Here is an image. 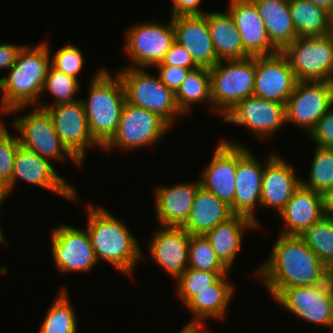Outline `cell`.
Wrapping results in <instances>:
<instances>
[{"label":"cell","mask_w":333,"mask_h":333,"mask_svg":"<svg viewBox=\"0 0 333 333\" xmlns=\"http://www.w3.org/2000/svg\"><path fill=\"white\" fill-rule=\"evenodd\" d=\"M274 301L303 321L333 329V295L329 279L320 285L285 288Z\"/></svg>","instance_id":"8fae6325"},{"label":"cell","mask_w":333,"mask_h":333,"mask_svg":"<svg viewBox=\"0 0 333 333\" xmlns=\"http://www.w3.org/2000/svg\"><path fill=\"white\" fill-rule=\"evenodd\" d=\"M155 66H179L189 68L190 70L199 67L194 62L190 53L177 42L172 44L161 63H158Z\"/></svg>","instance_id":"b9f144b4"},{"label":"cell","mask_w":333,"mask_h":333,"mask_svg":"<svg viewBox=\"0 0 333 333\" xmlns=\"http://www.w3.org/2000/svg\"><path fill=\"white\" fill-rule=\"evenodd\" d=\"M89 95L82 99L89 131L101 148L112 138L119 125L126 95L118 74L112 77L102 68L91 79Z\"/></svg>","instance_id":"277c9868"},{"label":"cell","mask_w":333,"mask_h":333,"mask_svg":"<svg viewBox=\"0 0 333 333\" xmlns=\"http://www.w3.org/2000/svg\"><path fill=\"white\" fill-rule=\"evenodd\" d=\"M227 276L228 274L222 276L215 284L200 291L184 305L194 316L186 324L187 327H205L204 321L207 318L221 320L225 318L228 304L235 293L234 284L232 285L231 281L229 283Z\"/></svg>","instance_id":"484cf974"},{"label":"cell","mask_w":333,"mask_h":333,"mask_svg":"<svg viewBox=\"0 0 333 333\" xmlns=\"http://www.w3.org/2000/svg\"><path fill=\"white\" fill-rule=\"evenodd\" d=\"M171 128L158 114L125 102L117 130L102 148L109 152L114 147H121L126 151L150 147L161 140Z\"/></svg>","instance_id":"ba28073f"},{"label":"cell","mask_w":333,"mask_h":333,"mask_svg":"<svg viewBox=\"0 0 333 333\" xmlns=\"http://www.w3.org/2000/svg\"><path fill=\"white\" fill-rule=\"evenodd\" d=\"M202 0H172L171 17L181 15H204L207 11L201 10Z\"/></svg>","instance_id":"ee69618b"},{"label":"cell","mask_w":333,"mask_h":333,"mask_svg":"<svg viewBox=\"0 0 333 333\" xmlns=\"http://www.w3.org/2000/svg\"><path fill=\"white\" fill-rule=\"evenodd\" d=\"M317 6H321L333 14V0H310Z\"/></svg>","instance_id":"7dc6e473"},{"label":"cell","mask_w":333,"mask_h":333,"mask_svg":"<svg viewBox=\"0 0 333 333\" xmlns=\"http://www.w3.org/2000/svg\"><path fill=\"white\" fill-rule=\"evenodd\" d=\"M8 198V195L3 191V190H0V209H1V205H2V202ZM7 244V241H6V236H4L2 230H1V225H0V244Z\"/></svg>","instance_id":"681fc988"},{"label":"cell","mask_w":333,"mask_h":333,"mask_svg":"<svg viewBox=\"0 0 333 333\" xmlns=\"http://www.w3.org/2000/svg\"><path fill=\"white\" fill-rule=\"evenodd\" d=\"M150 239V255L170 276L177 279L188 268L191 234L183 227L159 226Z\"/></svg>","instance_id":"44dd1931"},{"label":"cell","mask_w":333,"mask_h":333,"mask_svg":"<svg viewBox=\"0 0 333 333\" xmlns=\"http://www.w3.org/2000/svg\"><path fill=\"white\" fill-rule=\"evenodd\" d=\"M264 22L271 42L281 51L298 35L292 22L288 0H252Z\"/></svg>","instance_id":"f546056e"},{"label":"cell","mask_w":333,"mask_h":333,"mask_svg":"<svg viewBox=\"0 0 333 333\" xmlns=\"http://www.w3.org/2000/svg\"><path fill=\"white\" fill-rule=\"evenodd\" d=\"M329 280H330L332 295H333V277H330Z\"/></svg>","instance_id":"816d5d0a"},{"label":"cell","mask_w":333,"mask_h":333,"mask_svg":"<svg viewBox=\"0 0 333 333\" xmlns=\"http://www.w3.org/2000/svg\"><path fill=\"white\" fill-rule=\"evenodd\" d=\"M159 77L169 89L176 92L189 73V68L179 66H156Z\"/></svg>","instance_id":"7bdbcfd3"},{"label":"cell","mask_w":333,"mask_h":333,"mask_svg":"<svg viewBox=\"0 0 333 333\" xmlns=\"http://www.w3.org/2000/svg\"><path fill=\"white\" fill-rule=\"evenodd\" d=\"M330 82H331V88H332V105H333V79Z\"/></svg>","instance_id":"f5cc1de1"},{"label":"cell","mask_w":333,"mask_h":333,"mask_svg":"<svg viewBox=\"0 0 333 333\" xmlns=\"http://www.w3.org/2000/svg\"><path fill=\"white\" fill-rule=\"evenodd\" d=\"M237 145L220 140L211 161L203 169L201 186L226 202L234 213L236 191Z\"/></svg>","instance_id":"d6986e66"},{"label":"cell","mask_w":333,"mask_h":333,"mask_svg":"<svg viewBox=\"0 0 333 333\" xmlns=\"http://www.w3.org/2000/svg\"><path fill=\"white\" fill-rule=\"evenodd\" d=\"M223 119L245 126L257 138L267 141L286 123V105L251 95L238 102Z\"/></svg>","instance_id":"9a60e30c"},{"label":"cell","mask_w":333,"mask_h":333,"mask_svg":"<svg viewBox=\"0 0 333 333\" xmlns=\"http://www.w3.org/2000/svg\"><path fill=\"white\" fill-rule=\"evenodd\" d=\"M298 36H321L333 32V14L310 0H288Z\"/></svg>","instance_id":"4dcf8cb0"},{"label":"cell","mask_w":333,"mask_h":333,"mask_svg":"<svg viewBox=\"0 0 333 333\" xmlns=\"http://www.w3.org/2000/svg\"><path fill=\"white\" fill-rule=\"evenodd\" d=\"M233 215L226 202L201 186L196 193L189 217L182 227L191 235H205Z\"/></svg>","instance_id":"4316f807"},{"label":"cell","mask_w":333,"mask_h":333,"mask_svg":"<svg viewBox=\"0 0 333 333\" xmlns=\"http://www.w3.org/2000/svg\"><path fill=\"white\" fill-rule=\"evenodd\" d=\"M201 182L179 183L155 189V214L160 226L182 227L187 221Z\"/></svg>","instance_id":"cb8c5ba5"},{"label":"cell","mask_w":333,"mask_h":333,"mask_svg":"<svg viewBox=\"0 0 333 333\" xmlns=\"http://www.w3.org/2000/svg\"><path fill=\"white\" fill-rule=\"evenodd\" d=\"M226 62L218 61L209 68L212 99L210 109L223 117L238 102L253 95L256 72L255 57Z\"/></svg>","instance_id":"5b68a950"},{"label":"cell","mask_w":333,"mask_h":333,"mask_svg":"<svg viewBox=\"0 0 333 333\" xmlns=\"http://www.w3.org/2000/svg\"><path fill=\"white\" fill-rule=\"evenodd\" d=\"M222 141L237 145V170H236V191L234 196V214L245 215L251 218L258 226L255 210L260 207L261 189L265 164L255 159V156L242 144L232 143L229 140ZM256 205V206H255Z\"/></svg>","instance_id":"e0dca14e"},{"label":"cell","mask_w":333,"mask_h":333,"mask_svg":"<svg viewBox=\"0 0 333 333\" xmlns=\"http://www.w3.org/2000/svg\"><path fill=\"white\" fill-rule=\"evenodd\" d=\"M50 57L47 42L21 48L10 72L0 78L1 112L13 114L28 106H37L51 65Z\"/></svg>","instance_id":"7a4b0ae2"},{"label":"cell","mask_w":333,"mask_h":333,"mask_svg":"<svg viewBox=\"0 0 333 333\" xmlns=\"http://www.w3.org/2000/svg\"><path fill=\"white\" fill-rule=\"evenodd\" d=\"M281 53L287 58L297 81L333 79V32L321 36H298Z\"/></svg>","instance_id":"52a82bcc"},{"label":"cell","mask_w":333,"mask_h":333,"mask_svg":"<svg viewBox=\"0 0 333 333\" xmlns=\"http://www.w3.org/2000/svg\"><path fill=\"white\" fill-rule=\"evenodd\" d=\"M256 227L259 226L251 218L234 214L228 220L208 231L205 236L210 241L218 259L229 270L241 249L244 230L257 229Z\"/></svg>","instance_id":"83f0119b"},{"label":"cell","mask_w":333,"mask_h":333,"mask_svg":"<svg viewBox=\"0 0 333 333\" xmlns=\"http://www.w3.org/2000/svg\"><path fill=\"white\" fill-rule=\"evenodd\" d=\"M0 121V190L9 195V182L11 180L14 157L18 146L19 138L9 134L5 124Z\"/></svg>","instance_id":"f35d334b"},{"label":"cell","mask_w":333,"mask_h":333,"mask_svg":"<svg viewBox=\"0 0 333 333\" xmlns=\"http://www.w3.org/2000/svg\"><path fill=\"white\" fill-rule=\"evenodd\" d=\"M310 167L308 180L301 184L315 192L323 193L333 186V148L316 146Z\"/></svg>","instance_id":"e575fe53"},{"label":"cell","mask_w":333,"mask_h":333,"mask_svg":"<svg viewBox=\"0 0 333 333\" xmlns=\"http://www.w3.org/2000/svg\"><path fill=\"white\" fill-rule=\"evenodd\" d=\"M52 230L51 253L58 271L90 272L98 262L87 230L66 224Z\"/></svg>","instance_id":"7c38bea8"},{"label":"cell","mask_w":333,"mask_h":333,"mask_svg":"<svg viewBox=\"0 0 333 333\" xmlns=\"http://www.w3.org/2000/svg\"><path fill=\"white\" fill-rule=\"evenodd\" d=\"M51 56V65L55 69L78 80V74L84 67V58L78 47L73 44L66 45Z\"/></svg>","instance_id":"ab89813d"},{"label":"cell","mask_w":333,"mask_h":333,"mask_svg":"<svg viewBox=\"0 0 333 333\" xmlns=\"http://www.w3.org/2000/svg\"><path fill=\"white\" fill-rule=\"evenodd\" d=\"M24 45L3 43L0 45V69H10L17 58L18 52Z\"/></svg>","instance_id":"f6af8a7d"},{"label":"cell","mask_w":333,"mask_h":333,"mask_svg":"<svg viewBox=\"0 0 333 333\" xmlns=\"http://www.w3.org/2000/svg\"><path fill=\"white\" fill-rule=\"evenodd\" d=\"M12 124L23 147L48 160L62 161L67 157L77 165H82L60 140L45 109L36 107L13 120Z\"/></svg>","instance_id":"9c48e42d"},{"label":"cell","mask_w":333,"mask_h":333,"mask_svg":"<svg viewBox=\"0 0 333 333\" xmlns=\"http://www.w3.org/2000/svg\"><path fill=\"white\" fill-rule=\"evenodd\" d=\"M278 214L285 223L281 234L300 236L324 216L322 195L301 184Z\"/></svg>","instance_id":"d4e9b609"},{"label":"cell","mask_w":333,"mask_h":333,"mask_svg":"<svg viewBox=\"0 0 333 333\" xmlns=\"http://www.w3.org/2000/svg\"><path fill=\"white\" fill-rule=\"evenodd\" d=\"M210 330H207L206 327H187L184 326L179 333H210Z\"/></svg>","instance_id":"c3c4849f"},{"label":"cell","mask_w":333,"mask_h":333,"mask_svg":"<svg viewBox=\"0 0 333 333\" xmlns=\"http://www.w3.org/2000/svg\"><path fill=\"white\" fill-rule=\"evenodd\" d=\"M79 81L50 65L47 76L45 78L42 93L48 90L53 95L54 100L51 105L40 102L37 104L39 108L47 109L49 106H54L61 103H72L77 101L74 96H77L80 90Z\"/></svg>","instance_id":"d590c367"},{"label":"cell","mask_w":333,"mask_h":333,"mask_svg":"<svg viewBox=\"0 0 333 333\" xmlns=\"http://www.w3.org/2000/svg\"><path fill=\"white\" fill-rule=\"evenodd\" d=\"M50 160L43 158L31 150L19 145L14 157L9 195L19 179L44 189L57 193L65 199L78 200L75 187L60 176Z\"/></svg>","instance_id":"5bb4252c"},{"label":"cell","mask_w":333,"mask_h":333,"mask_svg":"<svg viewBox=\"0 0 333 333\" xmlns=\"http://www.w3.org/2000/svg\"><path fill=\"white\" fill-rule=\"evenodd\" d=\"M329 277H333V262L328 266Z\"/></svg>","instance_id":"f907efd6"},{"label":"cell","mask_w":333,"mask_h":333,"mask_svg":"<svg viewBox=\"0 0 333 333\" xmlns=\"http://www.w3.org/2000/svg\"><path fill=\"white\" fill-rule=\"evenodd\" d=\"M211 39L218 60H239L250 57L244 50L239 30L229 12H206Z\"/></svg>","instance_id":"f1b7e54d"},{"label":"cell","mask_w":333,"mask_h":333,"mask_svg":"<svg viewBox=\"0 0 333 333\" xmlns=\"http://www.w3.org/2000/svg\"><path fill=\"white\" fill-rule=\"evenodd\" d=\"M316 146L333 148V105L318 120L314 129L309 133Z\"/></svg>","instance_id":"60d3db41"},{"label":"cell","mask_w":333,"mask_h":333,"mask_svg":"<svg viewBox=\"0 0 333 333\" xmlns=\"http://www.w3.org/2000/svg\"><path fill=\"white\" fill-rule=\"evenodd\" d=\"M229 272L199 271L193 268L187 270L177 278V290L179 299L186 304L193 296L200 291L208 289L215 284L222 276Z\"/></svg>","instance_id":"74e56055"},{"label":"cell","mask_w":333,"mask_h":333,"mask_svg":"<svg viewBox=\"0 0 333 333\" xmlns=\"http://www.w3.org/2000/svg\"><path fill=\"white\" fill-rule=\"evenodd\" d=\"M65 287L49 307L40 333H77V319Z\"/></svg>","instance_id":"d6a6232c"},{"label":"cell","mask_w":333,"mask_h":333,"mask_svg":"<svg viewBox=\"0 0 333 333\" xmlns=\"http://www.w3.org/2000/svg\"><path fill=\"white\" fill-rule=\"evenodd\" d=\"M300 237L328 267L333 262V218L323 216Z\"/></svg>","instance_id":"836d02e7"},{"label":"cell","mask_w":333,"mask_h":333,"mask_svg":"<svg viewBox=\"0 0 333 333\" xmlns=\"http://www.w3.org/2000/svg\"><path fill=\"white\" fill-rule=\"evenodd\" d=\"M331 106L330 81H297L286 103V123L306 129L309 135Z\"/></svg>","instance_id":"4fadbf2b"},{"label":"cell","mask_w":333,"mask_h":333,"mask_svg":"<svg viewBox=\"0 0 333 333\" xmlns=\"http://www.w3.org/2000/svg\"><path fill=\"white\" fill-rule=\"evenodd\" d=\"M228 12L239 30L245 52L250 57L273 55L280 50L271 42L264 22L252 0H229Z\"/></svg>","instance_id":"ffe728a7"},{"label":"cell","mask_w":333,"mask_h":333,"mask_svg":"<svg viewBox=\"0 0 333 333\" xmlns=\"http://www.w3.org/2000/svg\"><path fill=\"white\" fill-rule=\"evenodd\" d=\"M124 68L117 74L124 85L126 102L158 114L173 127L176 115L183 114L177 105L175 92L162 83L159 76L150 75L144 68L129 65Z\"/></svg>","instance_id":"8992f818"},{"label":"cell","mask_w":333,"mask_h":333,"mask_svg":"<svg viewBox=\"0 0 333 333\" xmlns=\"http://www.w3.org/2000/svg\"><path fill=\"white\" fill-rule=\"evenodd\" d=\"M175 98L180 111L190 112L191 106L201 102L212 105L210 70L207 67H197L190 70L185 80L175 92Z\"/></svg>","instance_id":"1f68e13d"},{"label":"cell","mask_w":333,"mask_h":333,"mask_svg":"<svg viewBox=\"0 0 333 333\" xmlns=\"http://www.w3.org/2000/svg\"><path fill=\"white\" fill-rule=\"evenodd\" d=\"M188 268L211 272L229 271L216 256L205 235H191L188 247Z\"/></svg>","instance_id":"8d00e7d4"},{"label":"cell","mask_w":333,"mask_h":333,"mask_svg":"<svg viewBox=\"0 0 333 333\" xmlns=\"http://www.w3.org/2000/svg\"><path fill=\"white\" fill-rule=\"evenodd\" d=\"M55 131L66 148L83 164L86 149L101 147L92 137L81 100L61 103L45 109Z\"/></svg>","instance_id":"2e32d148"},{"label":"cell","mask_w":333,"mask_h":333,"mask_svg":"<svg viewBox=\"0 0 333 333\" xmlns=\"http://www.w3.org/2000/svg\"><path fill=\"white\" fill-rule=\"evenodd\" d=\"M321 195L324 216L333 218V186L326 189Z\"/></svg>","instance_id":"bcb514c9"},{"label":"cell","mask_w":333,"mask_h":333,"mask_svg":"<svg viewBox=\"0 0 333 333\" xmlns=\"http://www.w3.org/2000/svg\"><path fill=\"white\" fill-rule=\"evenodd\" d=\"M270 257L256 273L275 298L283 289L320 285L330 277L328 267L297 235H283L273 245Z\"/></svg>","instance_id":"6da1fadb"},{"label":"cell","mask_w":333,"mask_h":333,"mask_svg":"<svg viewBox=\"0 0 333 333\" xmlns=\"http://www.w3.org/2000/svg\"><path fill=\"white\" fill-rule=\"evenodd\" d=\"M175 42L183 46L199 67H213L219 60L214 50L206 15L171 17Z\"/></svg>","instance_id":"7402d4cb"},{"label":"cell","mask_w":333,"mask_h":333,"mask_svg":"<svg viewBox=\"0 0 333 333\" xmlns=\"http://www.w3.org/2000/svg\"><path fill=\"white\" fill-rule=\"evenodd\" d=\"M255 69L253 95L286 105L297 80L281 51L273 55L255 56Z\"/></svg>","instance_id":"ac0fdd59"},{"label":"cell","mask_w":333,"mask_h":333,"mask_svg":"<svg viewBox=\"0 0 333 333\" xmlns=\"http://www.w3.org/2000/svg\"><path fill=\"white\" fill-rule=\"evenodd\" d=\"M125 35V53L131 59L129 67L151 68L161 63L165 54L175 42L172 19L165 25L157 22H143L131 26ZM137 65V66H136Z\"/></svg>","instance_id":"30bf717a"},{"label":"cell","mask_w":333,"mask_h":333,"mask_svg":"<svg viewBox=\"0 0 333 333\" xmlns=\"http://www.w3.org/2000/svg\"><path fill=\"white\" fill-rule=\"evenodd\" d=\"M86 230L90 236L97 262L101 259L122 274L132 275L143 252L138 240L122 220L103 207L88 206Z\"/></svg>","instance_id":"3957f363"},{"label":"cell","mask_w":333,"mask_h":333,"mask_svg":"<svg viewBox=\"0 0 333 333\" xmlns=\"http://www.w3.org/2000/svg\"><path fill=\"white\" fill-rule=\"evenodd\" d=\"M280 156L273 153L266 159L260 202L261 207L277 209V213L301 185V178L296 176L293 165Z\"/></svg>","instance_id":"603a6c76"}]
</instances>
